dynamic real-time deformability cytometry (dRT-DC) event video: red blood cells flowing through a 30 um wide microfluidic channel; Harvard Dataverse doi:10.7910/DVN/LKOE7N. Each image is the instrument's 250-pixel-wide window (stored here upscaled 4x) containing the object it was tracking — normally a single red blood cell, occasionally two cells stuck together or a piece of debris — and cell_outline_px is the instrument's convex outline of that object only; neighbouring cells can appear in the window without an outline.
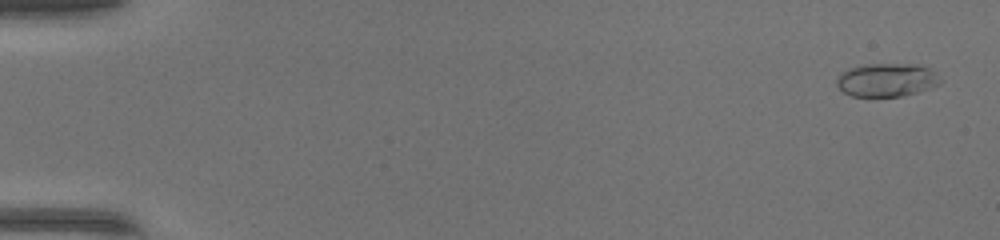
{"species": "common noctule bat (a hibernating species)", "species_latin": "Nyctalus noctula", "temperature_condition": "warm", "stored_images_in_passage": 50, "camera_frame_rate_fps": 3000, "um_per_image_px": 0.085, "animal": {"sex": "female", "body_mass_g": 17.0, "forearm_length_mm": 48.0}, "frame": {"image": 1, "passage_image": 2, "time_ms": 0.333, "image_size_px": [1000, 240], "cell_outline_px": [[940, 84], [904, 96], [872, 100], [852, 96], [844, 92], [836, 84], [836, 80], [844, 72], [852, 68], [868, 64], [916, 64], [928, 68], [936, 72], [940, 80]], "centroid_in_image_um": [75.36, 6.85], "position_along_channel_um": 9.6, "area_um2": 20.52}}
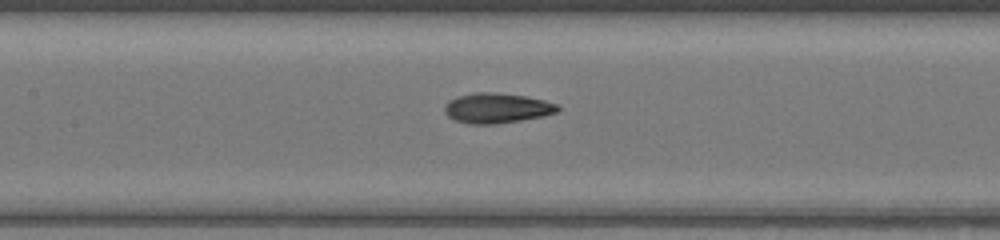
{"frame": {"image": 2, "passage_image": 25, "time_ms": 8.0, "image_size_px": [1000, 240], "cell_outline_px": [[560, 108], [556, 112], [540, 116], [520, 120], [496, 124], [468, 124], [456, 120], [448, 116], [444, 112], [444, 108], [448, 100], [456, 96], [476, 92], [492, 92], [524, 96], [544, 100], [556, 104]], "centroid_in_image_um": [42.17, 9.18], "position_along_channel_um": 165.2, "area_um2": 19.65}}
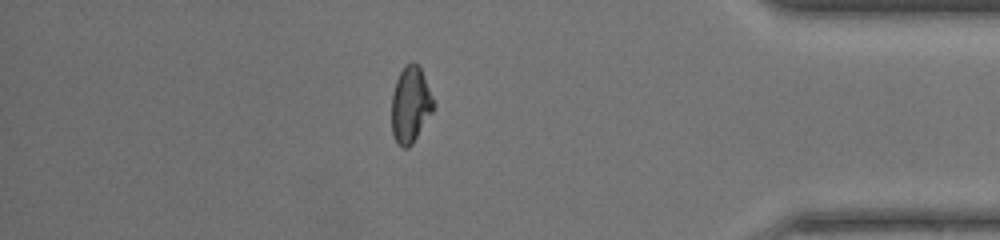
{"frame": {"image": 3, "passage_image": 44, "time_ms": 14.333, "image_size_px": [1000, 240], "cell_outline_px": [[436, 104], [432, 112], [412, 144], [408, 148], [400, 148], [392, 132], [392, 96], [396, 80], [400, 72], [412, 60], [420, 68]], "centroid_in_image_um": [34.89, 8.92], "position_along_channel_um": 400.3, "area_um2": 18.38}, "authors_computed_cell_mechanics": {"area_um2": 19.1318, "velocity_mm_per_s": 4.2161, "shape_relaxation_time_tau1_ms": 5.0881, "shape_relaxation_time_tau2_ms": 1.8164, "deformation_change_tau1": 0.2246, "deformation_change_tau2": 0.0781}}